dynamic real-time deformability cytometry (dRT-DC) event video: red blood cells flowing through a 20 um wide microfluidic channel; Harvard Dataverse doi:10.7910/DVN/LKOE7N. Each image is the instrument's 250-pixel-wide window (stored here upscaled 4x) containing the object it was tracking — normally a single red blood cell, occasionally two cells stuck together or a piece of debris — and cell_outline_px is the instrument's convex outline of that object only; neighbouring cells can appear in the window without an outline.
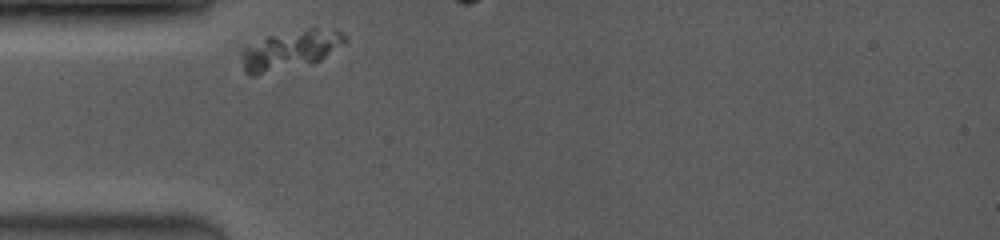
{"species": "common noctule bat (a hibernating species)", "species_latin": "Nyctalus noctula", "temperature_condition": "room temperature", "stored_images_in_passage": 6, "camera_frame_rate_fps": 3500, "um_per_image_px": 0.085, "animal": {"sex": "female", "body_mass_g": 19.0, "forearm_length_mm": 53.3}, "frame": {"image": 1, "passage_image": 1, "time_ms": 0.0, "image_size_px": [1000, 240], "cell_outline_px": [[348, 40], [344, 44], [320, 60], [256, 76], [252, 76], [244, 72], [240, 52], [244, 48], [268, 36], [308, 28], [316, 28], [344, 32], [348, 36]], "centroid_in_image_um": [24.67, 4.25], "position_along_channel_um": 60.3, "area_um2": 23.29}}